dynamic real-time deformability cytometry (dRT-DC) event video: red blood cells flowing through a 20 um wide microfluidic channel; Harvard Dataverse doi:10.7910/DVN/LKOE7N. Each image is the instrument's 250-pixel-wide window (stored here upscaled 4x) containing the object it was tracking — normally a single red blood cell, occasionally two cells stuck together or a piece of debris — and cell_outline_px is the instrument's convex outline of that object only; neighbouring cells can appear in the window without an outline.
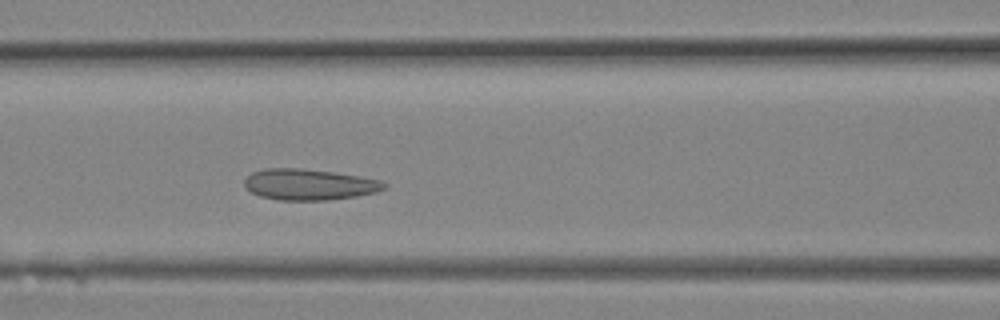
{"species": "Egyptian fruit bat (a non-hibernating species)", "species_latin": "Rousettus aegyptiacus", "temperature_condition": "room temperature", "stored_images_in_passage": 9, "camera_frame_rate_fps": 3000, "um_per_image_px": 0.085, "animal": {"sex": "female"}, "frame": {"image": 1, "passage_image": 9, "time_ms": 2.667, "image_size_px": [1000, 320], "cell_outline_px": [[388, 188], [376, 192], [356, 196], [324, 200], [280, 200], [260, 196], [244, 188], [244, 180], [252, 172], [264, 168], [304, 168], [332, 172], [380, 180], [388, 184]], "centroid_in_image_um": [26.26, 15.68], "position_along_channel_um": 140.3, "area_um2": 25.26}}